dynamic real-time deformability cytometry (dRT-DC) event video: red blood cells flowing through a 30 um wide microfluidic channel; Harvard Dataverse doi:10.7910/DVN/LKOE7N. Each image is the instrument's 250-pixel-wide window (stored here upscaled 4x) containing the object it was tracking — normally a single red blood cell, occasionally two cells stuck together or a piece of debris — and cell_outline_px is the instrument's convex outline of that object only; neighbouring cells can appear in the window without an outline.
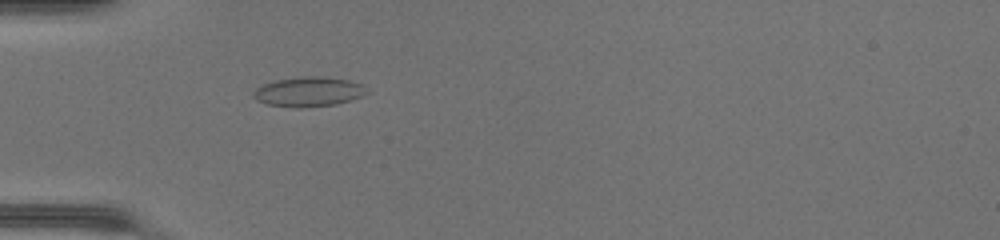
{"species": "common noctule bat (a hibernating species)", "species_latin": "Nyctalus noctula", "temperature_condition": "warm", "stored_images_in_passage": 33, "camera_frame_rate_fps": 3000, "um_per_image_px": 0.085, "animal": {"sex": "female", "body_mass_g": 17.0, "forearm_length_mm": 48.0}, "frame": {"image": 1, "passage_image": 1, "time_ms": 0.0, "image_size_px": [1000, 240], "cell_outline_px": [[372, 92], [352, 100], [336, 104], [300, 108], [296, 108], [268, 104], [256, 100], [252, 96], [252, 92], [256, 88], [264, 84], [276, 80], [304, 76], [316, 76], [348, 80], [360, 84]], "centroid_in_image_um": [26.24, 7.81], "position_along_channel_um": 58.8, "area_um2": 19.65}}
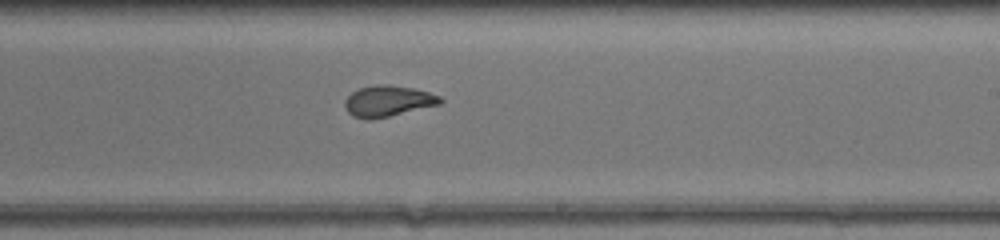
{"frame": {"image": 2, "passage_image": 15, "time_ms": 4.667, "image_size_px": [1000, 240], "cell_outline_px": [[444, 100], [440, 104], [388, 116], [368, 120], [352, 116], [348, 112], [344, 104], [344, 100], [352, 92], [360, 88], [376, 84], [388, 84], [412, 88], [428, 92], [440, 96]], "centroid_in_image_um": [32.96, 8.58], "position_along_channel_um": 256.0, "area_um2": 17.11}}
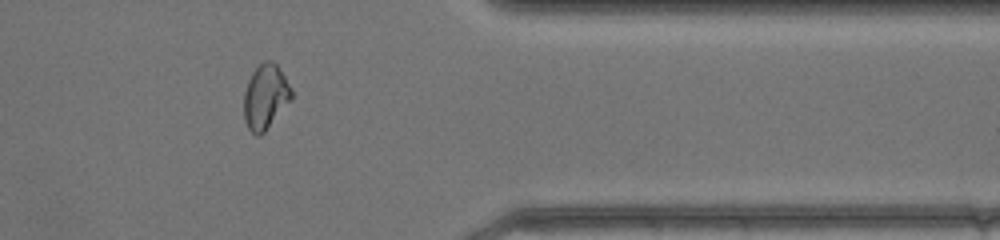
{"frame": {"image": 3, "passage_image": 25, "time_ms": 8.0, "image_size_px": [1000, 240], "cell_outline_px": [[292, 100], [264, 132], [260, 136], [256, 136], [248, 128], [244, 120], [244, 92], [248, 80], [252, 72], [264, 60], [272, 60], [276, 64], [292, 88]], "centroid_in_image_um": [22.56, 8.23], "position_along_channel_um": 388.8, "area_um2": 18.03}, "authors_computed_cell_mechanics": {"area_um2": 17.7446, "velocity_mm_per_s": 4.3732, "shape_relaxation_time_tau1_ms": null, "shape_relaxation_time_tau2_ms": 0.6467, "deformation_change_tau1": null, "deformation_change_tau2": 0.0578}}